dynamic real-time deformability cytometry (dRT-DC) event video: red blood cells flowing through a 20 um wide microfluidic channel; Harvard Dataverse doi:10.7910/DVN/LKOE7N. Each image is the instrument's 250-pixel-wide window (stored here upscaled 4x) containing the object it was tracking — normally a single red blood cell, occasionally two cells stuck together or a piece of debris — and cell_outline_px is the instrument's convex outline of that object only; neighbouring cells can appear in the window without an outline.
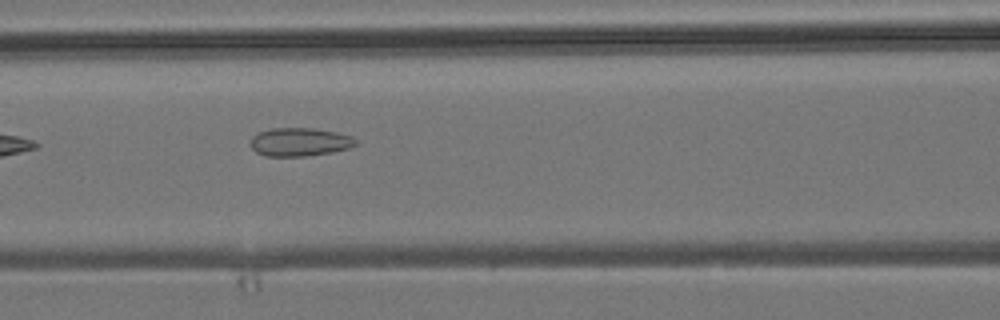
{"species": "common noctule bat (a hibernating species)", "species_latin": "Nyctalus noctula", "temperature_condition": "room temperature", "stored_images_in_passage": 5, "camera_frame_rate_fps": 3000, "um_per_image_px": 0.085, "animal": {"sex": "male", "body_mass_g": 19.2, "forearm_length_mm": 51.8}, "frame": {"image": 1, "passage_image": 5, "time_ms": 4.333, "image_size_px": [1000, 320], "cell_outline_px": [[360, 144], [348, 148], [332, 152], [304, 156], [264, 156], [256, 152], [252, 148], [252, 136], [260, 132], [272, 128], [312, 128], [336, 132], [352, 136]], "centroid_in_image_um": [25.5, 12.07], "position_along_channel_um": 141.1, "area_um2": 17.34}}